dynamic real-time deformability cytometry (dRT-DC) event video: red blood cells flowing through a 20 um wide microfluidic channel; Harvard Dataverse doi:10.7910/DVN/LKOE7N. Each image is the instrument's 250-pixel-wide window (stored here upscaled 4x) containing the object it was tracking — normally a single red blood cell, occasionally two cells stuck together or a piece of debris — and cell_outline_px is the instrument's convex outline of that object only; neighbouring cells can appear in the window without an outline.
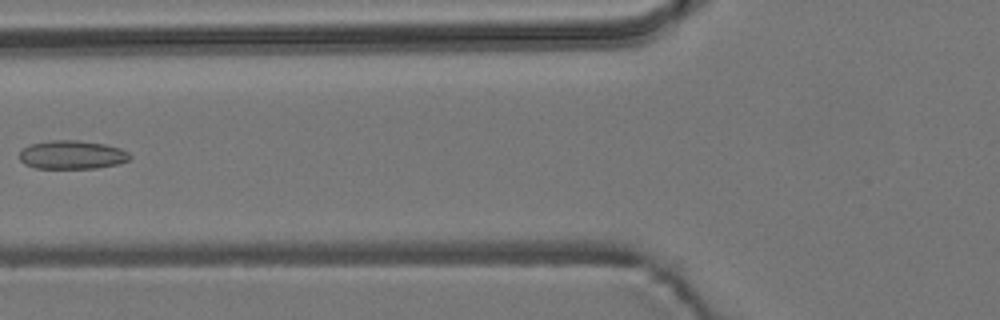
{"species": "common noctule bat (a hibernating species)", "species_latin": "Nyctalus noctula", "temperature_condition": "room temperature", "stored_images_in_passage": 6, "camera_frame_rate_fps": 3000, "um_per_image_px": 0.085, "animal": {"sex": "male", "body_mass_g": 19.2, "forearm_length_mm": 51.8}, "frame": {"image": 1, "passage_image": 6, "time_ms": 5.667, "image_size_px": [1000, 320], "cell_outline_px": [[132, 156], [128, 160], [116, 164], [96, 168], [36, 168], [24, 164], [20, 160], [20, 152], [24, 148], [32, 144], [52, 140], [80, 140], [104, 144], [120, 148], [128, 152]], "centroid_in_image_um": [6.13, 13.15], "position_along_channel_um": 119.7, "area_um2": 18.26}}